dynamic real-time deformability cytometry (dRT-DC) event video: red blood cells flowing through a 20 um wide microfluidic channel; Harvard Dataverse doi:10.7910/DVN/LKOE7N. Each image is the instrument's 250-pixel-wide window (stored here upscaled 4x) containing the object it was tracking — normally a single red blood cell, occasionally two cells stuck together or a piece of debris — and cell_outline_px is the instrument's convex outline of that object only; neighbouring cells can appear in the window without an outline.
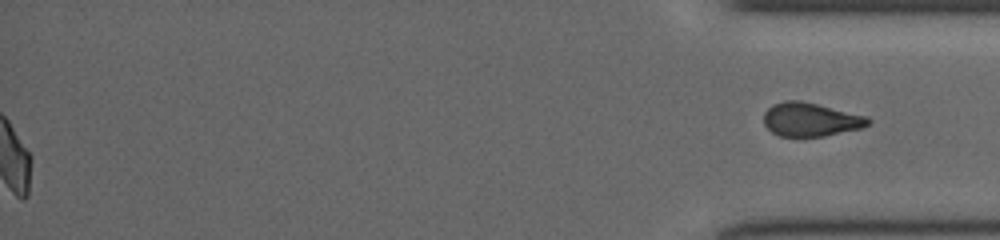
{"species": "common noctule bat (a hibernating species)", "species_latin": "Nyctalus noctula", "temperature_condition": "cold", "stored_images_in_passage": 46, "segment_of_instrument_passage": [2, 2], "camera_frame_rate_fps": 3000, "um_per_image_px": 0.085, "animal": {"sex": "female", "body_mass_g": 19.5, "forearm_length_mm": 54.1}, "frame": {"image": 1, "passage_image": 46, "time_ms": 15.0, "image_size_px": [1000, 240], "cell_outline_px": [[872, 120], [864, 128], [824, 136], [780, 136], [772, 132], [764, 124], [764, 112], [772, 104], [784, 100], [800, 100], [868, 116]], "centroid_in_image_um": [68.92, 10.15], "position_along_channel_um": 366.3, "area_um2": 20.58}}